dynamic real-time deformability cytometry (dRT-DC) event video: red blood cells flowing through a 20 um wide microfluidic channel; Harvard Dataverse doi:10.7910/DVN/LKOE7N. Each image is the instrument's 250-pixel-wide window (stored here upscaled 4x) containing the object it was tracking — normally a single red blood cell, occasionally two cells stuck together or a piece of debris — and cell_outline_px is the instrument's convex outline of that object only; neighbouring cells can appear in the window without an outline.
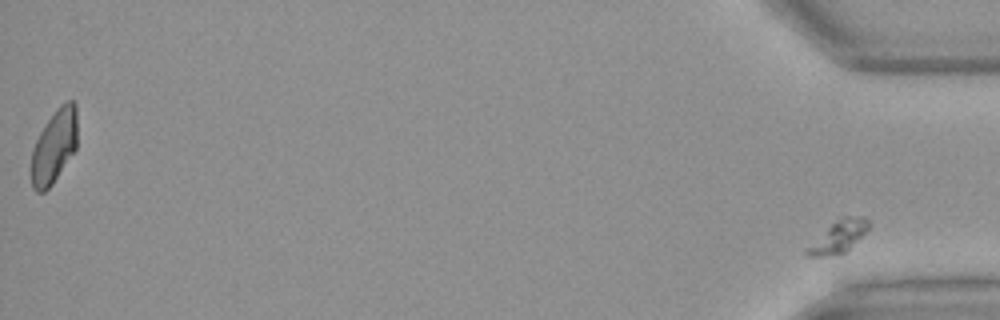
{"species": "Egyptian fruit bat (a non-hibernating species)", "species_latin": "Rousettus aegyptiacus", "temperature_condition": "warm", "stored_images_in_passage": 34, "segment_of_instrument_passage": [2, 2], "camera_frame_rate_fps": 3000, "um_per_image_px": 0.085, "animal": {"sex": "female"}, "frame": {"image": 1, "passage_image": 34, "time_ms": 11.0, "image_size_px": [1000, 320], "cell_outline_px": [[868, 228], [844, 252], [820, 256], [808, 256], [804, 252], [804, 248], [840, 216], [864, 216], [868, 220]], "centroid_in_image_um": [71.21, 20.08], "position_along_channel_um": 364.0, "area_um2": 11.1}}